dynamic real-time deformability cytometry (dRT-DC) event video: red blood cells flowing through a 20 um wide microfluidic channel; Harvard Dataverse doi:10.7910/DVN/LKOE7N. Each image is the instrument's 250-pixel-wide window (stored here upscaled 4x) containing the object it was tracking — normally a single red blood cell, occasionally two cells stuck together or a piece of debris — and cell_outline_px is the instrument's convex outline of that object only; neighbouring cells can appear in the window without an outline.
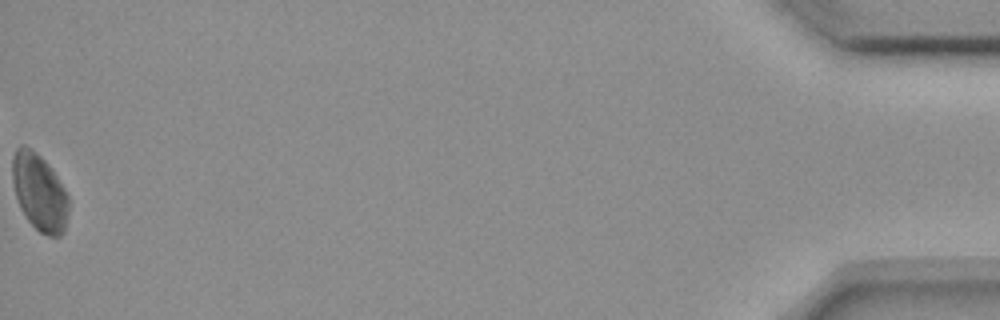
{"species": "common noctule bat (a hibernating species)", "species_latin": "Nyctalus noctula", "temperature_condition": "room temperature", "stored_images_in_passage": 53, "camera_frame_rate_fps": 3000, "um_per_image_px": 0.085, "animal": {"sex": "female", "body_mass_g": 18.4}, "frame": {"image": 1, "passage_image": 53, "time_ms": 17.333, "image_size_px": [1000, 320], "cell_outline_px": [[68, 212], [64, 232], [60, 236], [48, 236], [40, 232], [28, 220], [20, 208], [16, 196], [12, 180], [12, 156], [16, 148], [20, 144], [24, 144], [36, 152], [48, 164], [64, 188], [68, 196]], "centroid_in_image_um": [3.33, 16.33], "position_along_channel_um": 431.9, "area_um2": 25.2}, "authors_computed_cell_mechanics": {"area_um2": 25.6632, "velocity_mm_per_s": 3.6677, "shape_relaxation_time_tau1_ms": 5.2452, "shape_relaxation_time_tau2_ms": null, "deformation_change_tau1": 0.0715, "deformation_change_tau2": null}}